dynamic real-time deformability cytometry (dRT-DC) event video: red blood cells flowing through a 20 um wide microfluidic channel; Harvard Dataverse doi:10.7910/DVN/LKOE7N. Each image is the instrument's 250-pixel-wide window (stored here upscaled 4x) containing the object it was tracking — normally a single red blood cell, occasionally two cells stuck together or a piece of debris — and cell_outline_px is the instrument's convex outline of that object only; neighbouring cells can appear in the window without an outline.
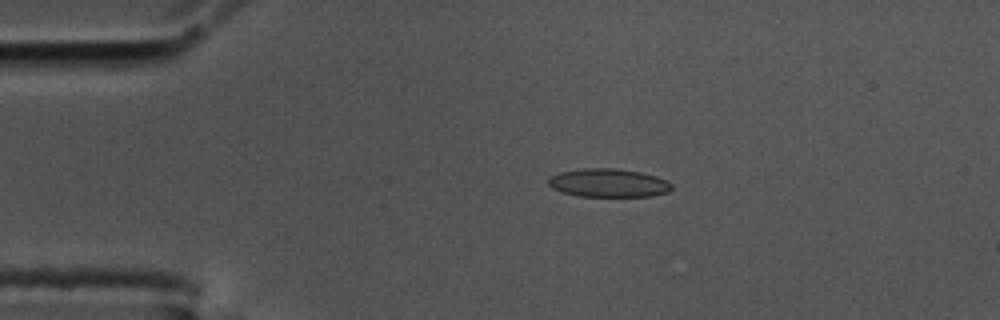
{"species": "common noctule bat (a hibernating species)", "species_latin": "Nyctalus noctula", "temperature_condition": "cold", "stored_images_in_passage": 47, "camera_frame_rate_fps": 3000, "um_per_image_px": 0.085, "animal": {"sex": "male", "body_mass_g": 17.5, "forearm_length_mm": 52.3}, "frame": {"image": 1, "passage_image": 2, "time_ms": 0.333, "image_size_px": [1000, 320], "cell_outline_px": [[672, 188], [668, 192], [652, 196], [580, 196], [564, 192], [552, 188], [548, 184], [548, 180], [552, 176], [560, 172], [584, 168], [612, 168], [640, 172], [656, 176], [668, 180], [672, 184]], "centroid_in_image_um": [51.75, 15.55], "position_along_channel_um": 33.2, "area_um2": 20.29}}
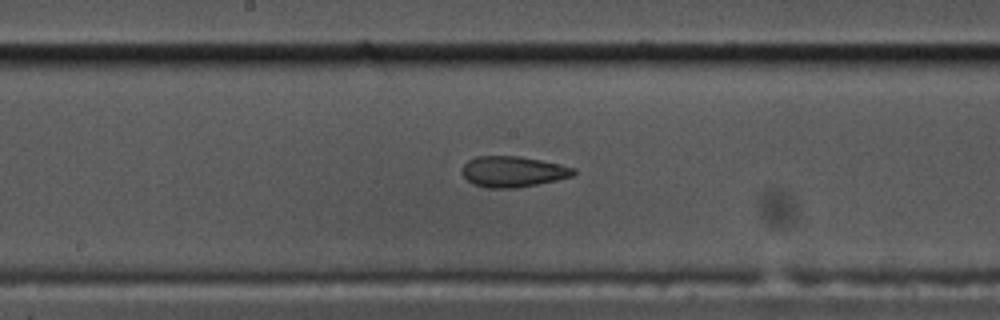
{"frame": {"image": 2, "passage_image": 20, "time_ms": 6.333, "image_size_px": [1000, 320], "cell_outline_px": [[576, 172], [572, 176], [556, 180], [516, 188], [488, 188], [472, 184], [460, 172], [464, 164], [468, 160], [476, 156], [520, 156], [560, 164], [576, 168]], "centroid_in_image_um": [43.58, 14.58], "position_along_channel_um": 204.6, "area_um2": 20.06}}
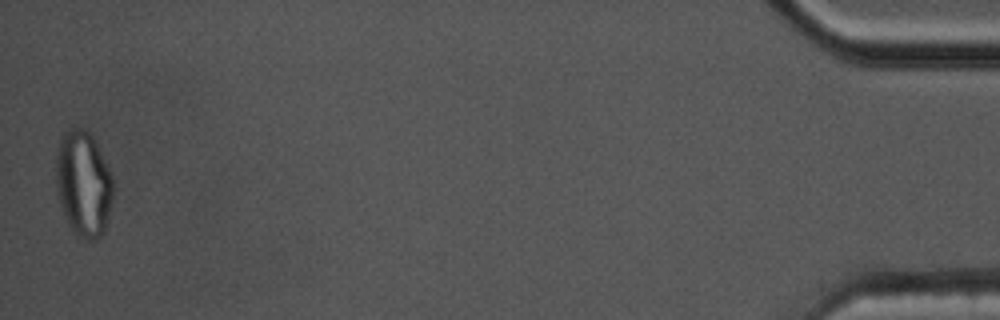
{"frame": {"image": 3, "passage_image": 47, "time_ms": 15.333, "image_size_px": [1000, 320], "cell_outline_px": [[112, 200], [104, 232], [96, 240], [84, 240], [72, 232], [68, 224], [60, 204], [56, 192], [56, 156], [60, 136], [68, 128], [84, 128], [92, 136], [112, 176]], "centroid_in_image_um": [7.06, 15.63], "position_along_channel_um": 428.1, "area_um2": 35.26}, "authors_computed_cell_mechanics": {"area_um2": 20.4034, "velocity_mm_per_s": 3.5231, "shape_relaxation_time_tau1_ms": null, "shape_relaxation_time_tau2_ms": 1.9598, "deformation_change_tau1": null, "deformation_change_tau2": 0.0891}}